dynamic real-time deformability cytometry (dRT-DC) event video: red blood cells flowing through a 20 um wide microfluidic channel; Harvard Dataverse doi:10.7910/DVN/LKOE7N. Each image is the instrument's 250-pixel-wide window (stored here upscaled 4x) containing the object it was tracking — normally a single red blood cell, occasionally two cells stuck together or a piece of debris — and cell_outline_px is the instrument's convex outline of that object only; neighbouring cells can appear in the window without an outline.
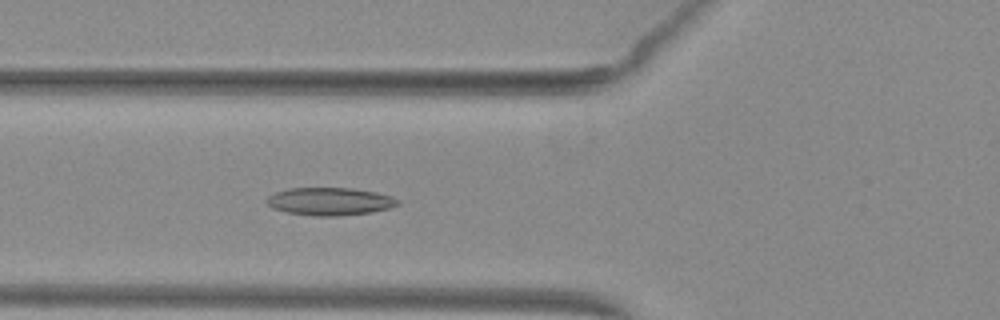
{"species": "common noctule bat (a hibernating species)", "species_latin": "Nyctalus noctula", "temperature_condition": "warm", "stored_images_in_passage": 53, "camera_frame_rate_fps": 3000, "um_per_image_px": 0.085, "animal": {"sex": "female", "body_mass_g": 29.2, "forearm_length_mm": 56.3}, "frame": {"image": 1, "passage_image": 21, "time_ms": 6.667, "image_size_px": [1000, 320], "cell_outline_px": [[400, 204], [392, 208], [372, 212], [336, 216], [312, 216], [288, 212], [272, 208], [264, 200], [268, 196], [276, 192], [288, 188], [352, 188], [376, 192], [392, 196], [400, 200]], "centroid_in_image_um": [28.06, 17.12], "position_along_channel_um": 97.7, "area_um2": 21.39}}
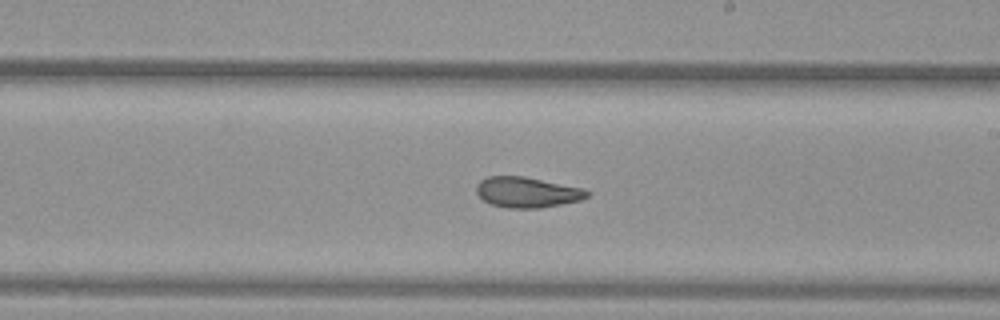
{"frame": {"image": 2, "passage_image": 32, "time_ms": 10.333, "image_size_px": [1000, 320], "cell_outline_px": [[592, 192], [588, 196], [580, 200], [540, 208], [508, 208], [488, 204], [476, 192], [476, 184], [480, 180], [488, 176], [524, 176], [584, 188]], "centroid_in_image_um": [44.8, 16.34], "position_along_channel_um": 244.2, "area_um2": 19.83}}
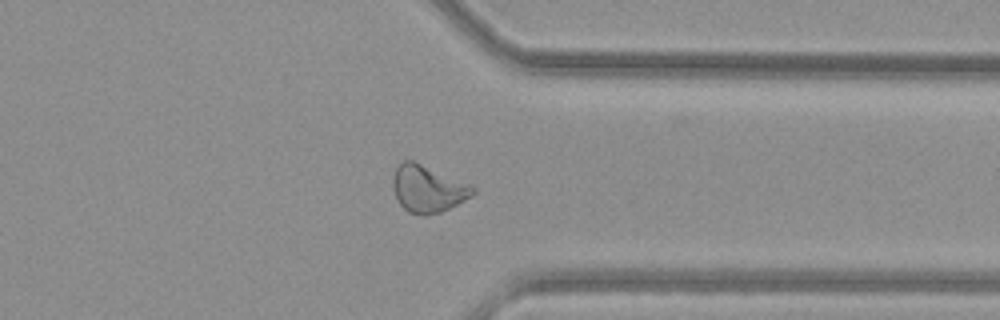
{"frame": {"image": 3, "passage_image": 42, "time_ms": 13.667, "image_size_px": [1000, 320], "cell_outline_px": [[476, 192], [472, 196], [440, 212], [424, 216], [408, 212], [400, 204], [396, 196], [392, 184], [392, 176], [396, 168], [404, 160], [412, 160], [468, 184], [476, 188]], "centroid_in_image_um": [36.34, 16.06], "position_along_channel_um": 375.1, "area_um2": 21.5}, "authors_computed_cell_mechanics": {"area_um2": 21.5594, "velocity_mm_per_s": 3.9917, "shape_relaxation_time_tau1_ms": null, "shape_relaxation_time_tau2_ms": 1.9691, "deformation_change_tau1": null, "deformation_change_tau2": 0.0868}}